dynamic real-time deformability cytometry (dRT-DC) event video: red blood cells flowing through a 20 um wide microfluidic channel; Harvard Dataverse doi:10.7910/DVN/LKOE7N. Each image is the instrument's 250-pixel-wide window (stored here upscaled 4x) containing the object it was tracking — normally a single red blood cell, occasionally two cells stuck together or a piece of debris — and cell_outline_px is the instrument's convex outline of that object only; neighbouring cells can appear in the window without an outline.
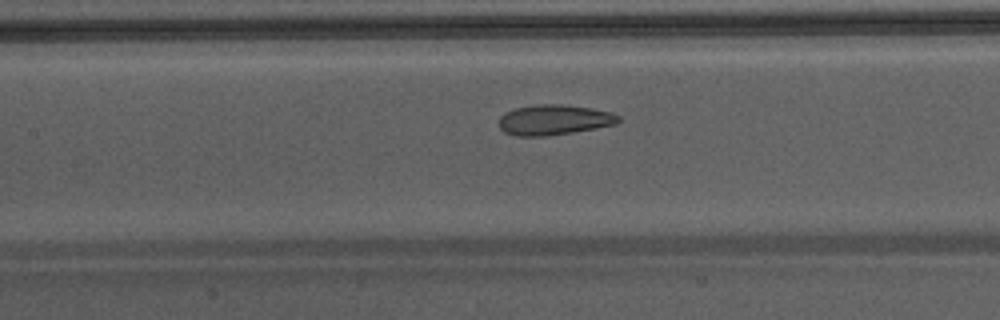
{"species": "Egyptian fruit bat (a non-hibernating species)", "species_latin": "Rousettus aegyptiacus", "temperature_condition": "warm", "stored_images_in_passage": 40, "camera_frame_rate_fps": 3000, "um_per_image_px": 0.085, "animal": {"sex": "male"}, "frame": {"image": 1, "passage_image": 16, "time_ms": 5.0, "image_size_px": [1000, 320], "cell_outline_px": [[620, 120], [616, 124], [596, 128], [572, 132], [544, 136], [516, 136], [504, 132], [500, 128], [500, 116], [504, 112], [512, 108], [536, 104], [560, 104], [592, 108], [612, 112], [620, 116]], "centroid_in_image_um": [47.08, 10.17], "position_along_channel_um": 160.3, "area_um2": 21.21}}
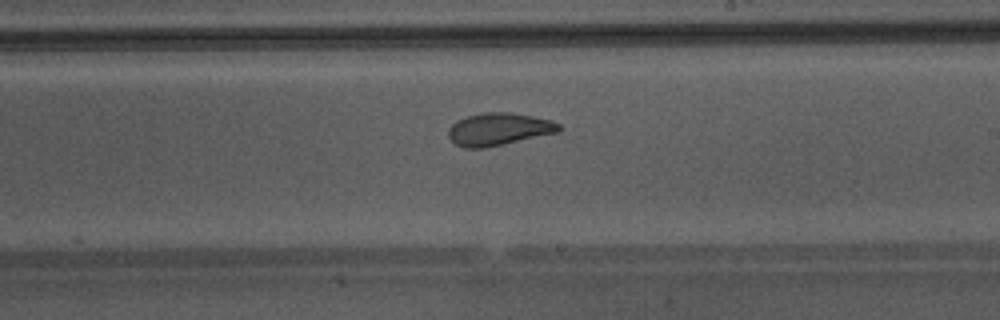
{"frame": {"image": 2, "passage_image": 22, "time_ms": 7.0, "image_size_px": [1000, 320], "cell_outline_px": [[564, 128], [560, 132], [484, 148], [464, 148], [456, 144], [448, 136], [448, 128], [456, 120], [468, 116], [484, 112], [508, 112], [532, 116], [552, 120], [560, 124]], "centroid_in_image_um": [42.42, 10.98], "position_along_channel_um": 246.6, "area_um2": 21.04}}
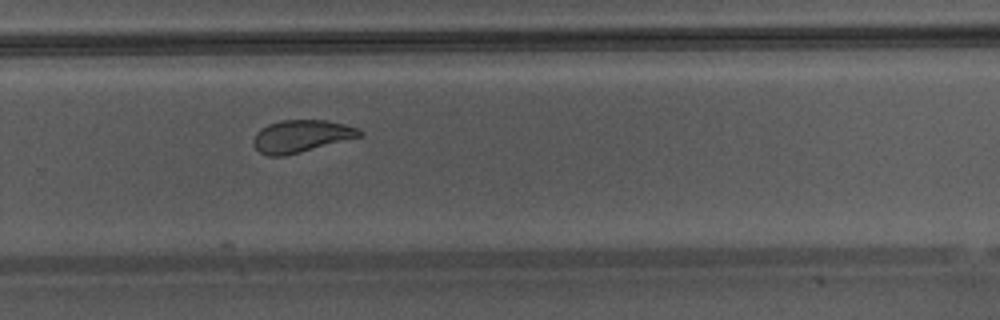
{"frame": {"image": 3, "passage_image": 26, "time_ms": 8.333, "image_size_px": [1000, 320], "cell_outline_px": [[364, 132], [360, 136], [300, 152], [284, 156], [268, 156], [260, 152], [252, 144], [252, 140], [256, 132], [260, 128], [268, 124], [280, 120], [328, 120], [344, 124], [356, 128]], "centroid_in_image_um": [25.54, 11.56], "position_along_channel_um": 304.3, "area_um2": 19.88}, "authors_computed_cell_mechanics": {"area_um2": 22.253, "velocity_mm_per_s": 4.3322, "shape_relaxation_time_tau1_ms": 8.9485, "shape_relaxation_time_tau2_ms": 1.0179, "deformation_change_tau1": 0.2056, "deformation_change_tau2": 0.0613}}